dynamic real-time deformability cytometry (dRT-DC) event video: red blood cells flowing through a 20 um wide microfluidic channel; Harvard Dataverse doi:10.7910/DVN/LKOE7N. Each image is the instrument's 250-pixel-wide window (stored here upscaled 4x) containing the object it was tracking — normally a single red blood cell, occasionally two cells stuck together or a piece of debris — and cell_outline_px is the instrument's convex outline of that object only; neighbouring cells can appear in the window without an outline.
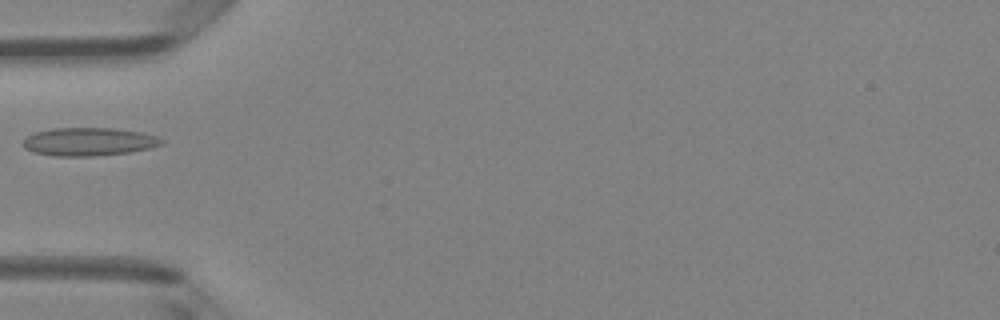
{"species": "Egyptian fruit bat (a non-hibernating species)", "species_latin": "Rousettus aegyptiacus", "temperature_condition": "room temperature", "stored_images_in_passage": 5, "camera_frame_rate_fps": 3000, "um_per_image_px": 0.085, "animal": {"sex": "female"}, "frame": {"image": 1, "passage_image": 4, "time_ms": 3.667, "image_size_px": [1000, 320], "cell_outline_px": [[164, 144], [152, 148], [128, 152], [96, 156], [56, 156], [32, 152], [24, 148], [20, 144], [28, 136], [36, 132], [52, 128], [112, 128], [144, 132], [156, 136], [164, 140]], "centroid_in_image_um": [7.56, 12.04], "position_along_channel_um": 77.4, "area_um2": 22.95}}
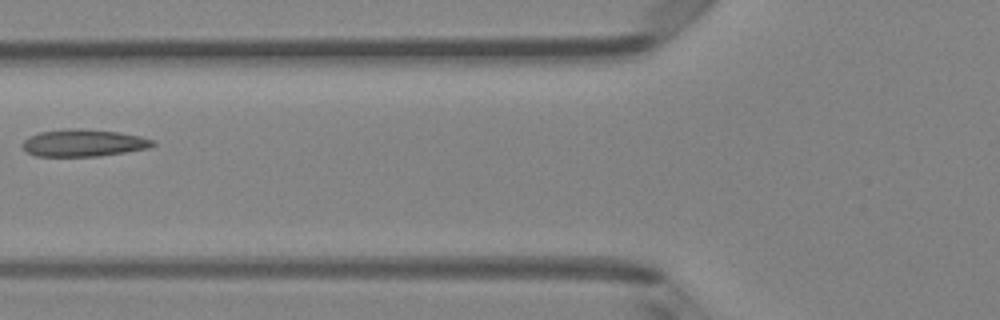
{"frame": {"image": 2, "passage_image": 5, "time_ms": 4.667, "image_size_px": [1000, 320], "cell_outline_px": [[156, 144], [148, 148], [100, 156], [36, 156], [28, 152], [20, 144], [28, 136], [40, 132], [64, 128], [80, 128], [120, 132], [140, 136], [156, 140]], "centroid_in_image_um": [7.1, 12.13], "position_along_channel_um": 118.7, "area_um2": 20.81}}